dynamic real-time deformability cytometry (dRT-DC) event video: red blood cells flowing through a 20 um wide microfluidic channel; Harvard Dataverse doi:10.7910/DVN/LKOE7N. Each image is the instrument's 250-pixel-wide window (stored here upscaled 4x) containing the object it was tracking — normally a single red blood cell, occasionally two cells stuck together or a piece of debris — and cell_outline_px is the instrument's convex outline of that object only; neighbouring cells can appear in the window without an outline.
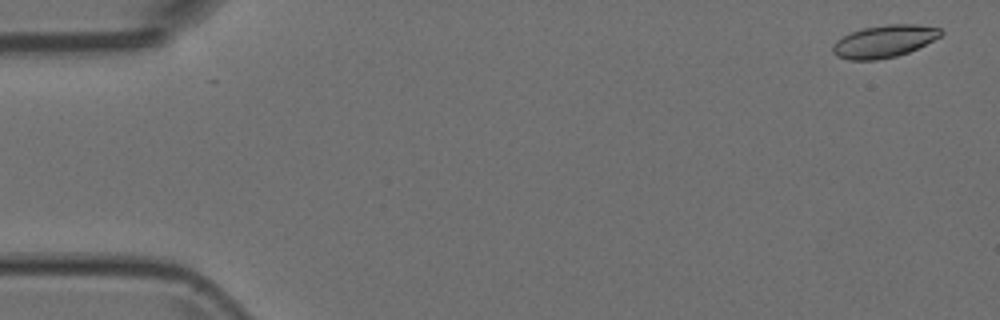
{"species": "Egyptian fruit bat (a non-hibernating species)", "species_latin": "Rousettus aegyptiacus", "temperature_condition": "room temperature", "stored_images_in_passage": 5, "camera_frame_rate_fps": 3000, "um_per_image_px": 0.085, "animal": {"sex": "female"}, "frame": {"image": 1, "passage_image": 1, "time_ms": 0.0, "image_size_px": [1000, 320], "cell_outline_px": [[944, 32], [940, 36], [908, 52], [896, 56], [876, 60], [848, 60], [836, 56], [832, 52], [832, 48], [836, 40], [852, 32], [864, 28], [888, 24], [916, 24], [940, 28]], "centroid_in_image_um": [75.13, 3.51], "position_along_channel_um": 9.9, "area_um2": 20.17}}
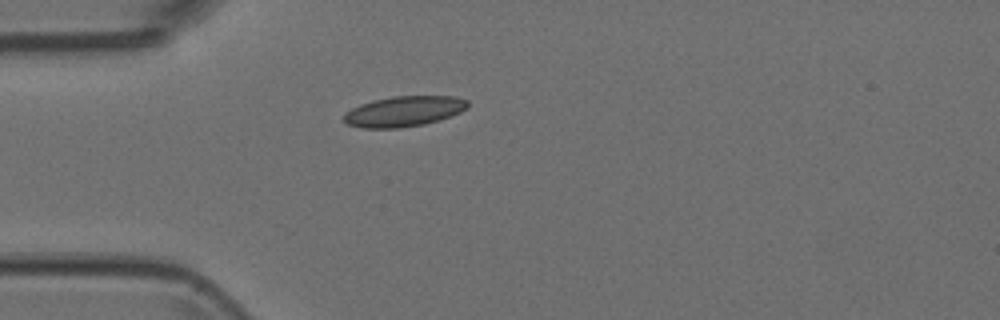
{"frame": {"image": 2, "passage_image": 5, "time_ms": 1.333, "image_size_px": [1000, 320], "cell_outline_px": [[468, 108], [460, 112], [424, 124], [400, 128], [364, 128], [348, 124], [344, 120], [344, 112], [360, 104], [372, 100], [392, 96], [456, 96], [468, 100]], "centroid_in_image_um": [34.32, 9.45], "position_along_channel_um": 50.7, "area_um2": 21.91}}